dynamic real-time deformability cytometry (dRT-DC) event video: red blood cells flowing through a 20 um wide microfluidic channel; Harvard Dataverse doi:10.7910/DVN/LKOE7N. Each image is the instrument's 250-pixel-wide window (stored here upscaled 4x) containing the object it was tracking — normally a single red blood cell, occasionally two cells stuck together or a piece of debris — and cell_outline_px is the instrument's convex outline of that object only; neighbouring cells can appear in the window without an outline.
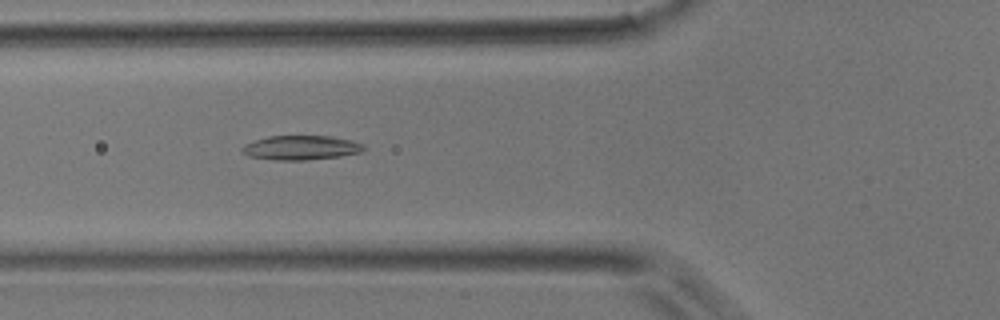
{"species": "common noctule bat (a hibernating species)", "species_latin": "Nyctalus noctula", "temperature_condition": "room temperature", "stored_images_in_passage": 46, "camera_frame_rate_fps": 3000, "um_per_image_px": 0.085, "animal": {"sex": "male", "body_mass_g": 17.9}, "frame": {"image": 1, "passage_image": 17, "time_ms": 5.333, "image_size_px": [1000, 320], "cell_outline_px": [[364, 148], [360, 152], [340, 156], [308, 160], [276, 160], [248, 156], [240, 152], [240, 148], [244, 144], [268, 136], [332, 136], [352, 140], [364, 144]], "centroid_in_image_um": [25.55, 12.55], "position_along_channel_um": 100.2, "area_um2": 17.34}}
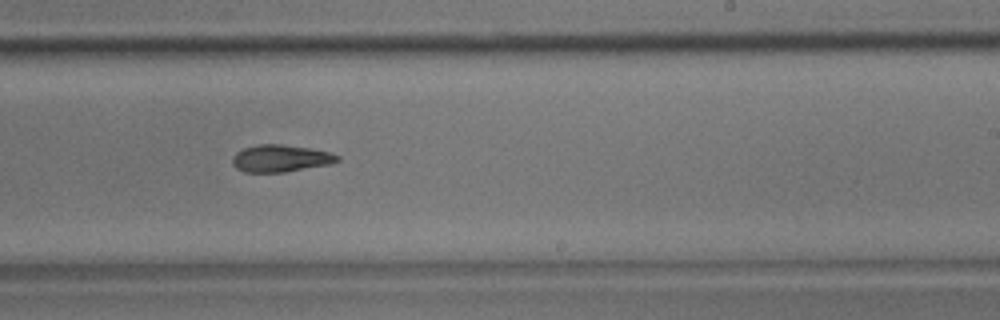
{"frame": {"image": 2, "passage_image": 28, "time_ms": 9.0, "image_size_px": [1000, 320], "cell_outline_px": [[340, 160], [328, 164], [284, 172], [244, 172], [236, 168], [232, 164], [232, 160], [236, 152], [244, 148], [256, 144], [280, 144], [308, 148], [332, 152], [340, 156]], "centroid_in_image_um": [23.84, 13.45], "position_along_channel_um": 265.2, "area_um2": 16.53}}
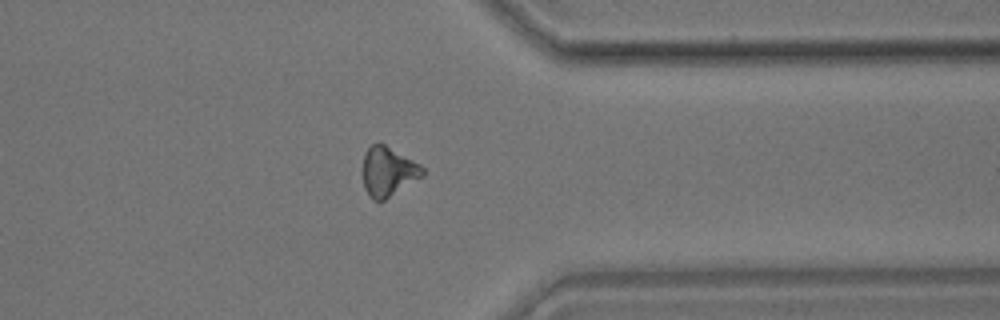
{"frame": {"image": 3, "passage_image": 36, "time_ms": 11.667, "image_size_px": [1000, 320], "cell_outline_px": [[424, 176], [384, 200], [372, 200], [368, 196], [364, 188], [364, 152], [372, 144], [384, 144], [420, 164], [424, 168]], "centroid_in_image_um": [33.0, 14.6], "position_along_channel_um": 378.4, "area_um2": 17.05}}